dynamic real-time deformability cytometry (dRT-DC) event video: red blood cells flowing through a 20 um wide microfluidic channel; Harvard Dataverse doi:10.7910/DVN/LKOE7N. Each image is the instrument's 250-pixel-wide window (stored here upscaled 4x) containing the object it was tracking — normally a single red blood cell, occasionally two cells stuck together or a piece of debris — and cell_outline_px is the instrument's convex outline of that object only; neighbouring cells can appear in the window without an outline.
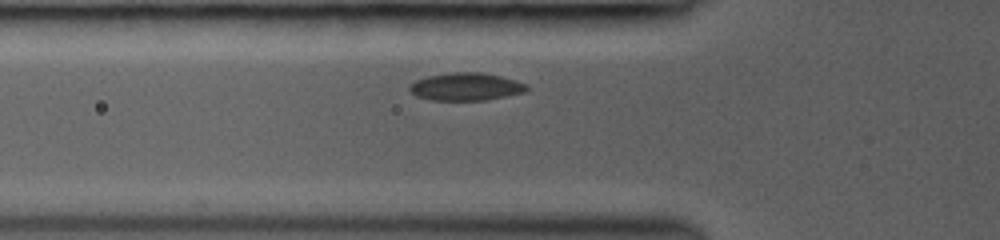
{"species": "common noctule bat (a hibernating species)", "species_latin": "Nyctalus noctula", "temperature_condition": "room temperature", "stored_images_in_passage": 28, "camera_frame_rate_fps": 3000, "um_per_image_px": 0.085, "animal": {"sex": "female", "body_mass_g": 19.0, "forearm_length_mm": 53.3}, "frame": {"image": 1, "passage_image": 5, "time_ms": 1.333, "image_size_px": [1000, 240], "cell_outline_px": [[528, 88], [524, 92], [488, 100], [432, 100], [416, 96], [408, 88], [408, 84], [416, 80], [428, 76], [448, 72], [480, 72], [500, 76], [516, 80], [528, 84]], "centroid_in_image_um": [39.59, 7.36], "position_along_channel_um": 86.2, "area_um2": 19.02}}
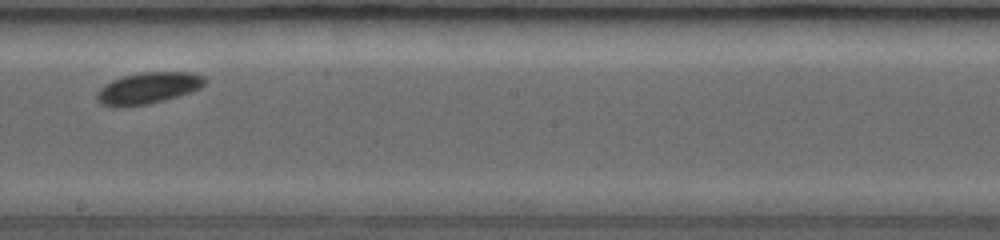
{"frame": {"image": 2, "passage_image": 15, "time_ms": 5.0, "image_size_px": [1000, 240], "cell_outline_px": [[208, 80], [200, 88], [192, 92], [164, 100], [148, 104], [128, 108], [112, 108], [100, 104], [96, 100], [96, 92], [104, 84], [112, 80], [124, 76], [140, 72], [192, 72], [204, 76]], "centroid_in_image_um": [12.55, 7.51], "position_along_channel_um": 235.6, "area_um2": 20.35}}
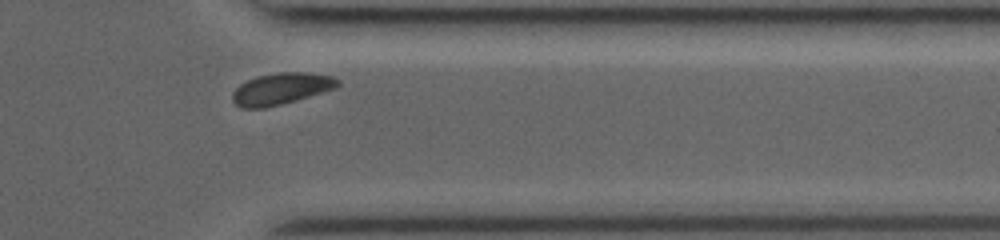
{"frame": {"image": 3, "passage_image": 25, "time_ms": 8.667, "image_size_px": [1000, 240], "cell_outline_px": [[340, 84], [336, 88], [296, 100], [264, 108], [240, 108], [232, 100], [232, 92], [240, 84], [256, 76], [276, 72], [312, 72], [332, 76], [340, 80]], "centroid_in_image_um": [23.91, 7.53], "position_along_channel_um": 387.5, "area_um2": 19.48}, "authors_computed_cell_mechanics": {"area_um2": 19.4497, "velocity_mm_per_s": 4.0992, "shape_relaxation_time_tau1_ms": 0.8398, "shape_relaxation_time_tau2_ms": null, "deformation_change_tau1": 0.0428, "deformation_change_tau2": null}}